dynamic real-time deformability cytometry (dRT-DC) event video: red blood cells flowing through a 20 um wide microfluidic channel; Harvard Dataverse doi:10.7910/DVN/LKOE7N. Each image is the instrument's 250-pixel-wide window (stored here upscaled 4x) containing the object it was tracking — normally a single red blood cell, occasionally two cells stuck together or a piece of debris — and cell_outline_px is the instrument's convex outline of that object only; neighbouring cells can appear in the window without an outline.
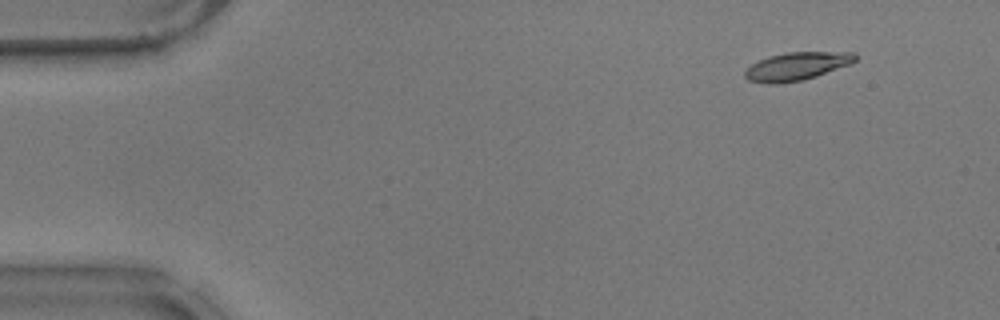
{"species": "common noctule bat (a hibernating species)", "species_latin": "Nyctalus noctula", "temperature_condition": "warm", "stored_images_in_passage": 9, "camera_frame_rate_fps": 3000, "um_per_image_px": 0.085, "animal": {"sex": "male", "body_mass_g": 17.9}, "frame": {"image": 1, "passage_image": 4, "time_ms": 1.0, "image_size_px": [1000, 320], "cell_outline_px": [[856, 60], [852, 64], [816, 76], [800, 80], [776, 84], [768, 84], [748, 80], [744, 76], [744, 72], [752, 64], [768, 56], [788, 52], [856, 52]], "centroid_in_image_um": [67.74, 5.63], "position_along_channel_um": 17.3, "area_um2": 17.98}}